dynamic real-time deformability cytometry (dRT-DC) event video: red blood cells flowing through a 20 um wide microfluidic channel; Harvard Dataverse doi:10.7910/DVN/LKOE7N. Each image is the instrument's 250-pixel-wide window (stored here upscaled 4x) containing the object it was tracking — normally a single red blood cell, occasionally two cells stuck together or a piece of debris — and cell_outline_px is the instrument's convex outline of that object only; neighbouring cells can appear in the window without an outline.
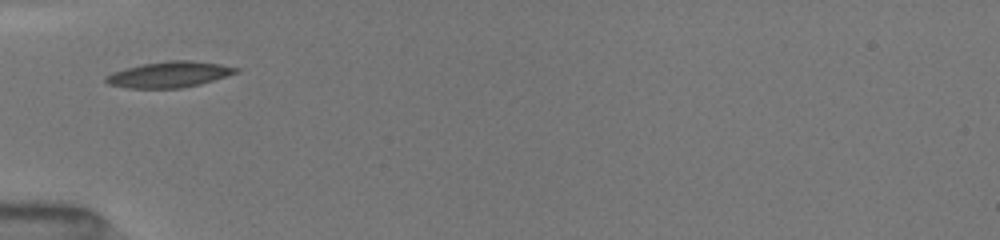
{"species": "common noctule bat (a hibernating species)", "species_latin": "Nyctalus noctula", "temperature_condition": "room temperature", "stored_images_in_passage": 7, "camera_frame_rate_fps": 3000, "um_per_image_px": 0.085, "animal": {"sex": "female", "body_mass_g": 19.5, "forearm_length_mm": 54.1}, "frame": {"image": 1, "passage_image": 1, "time_ms": 0.0, "image_size_px": [1000, 240], "cell_outline_px": [[240, 72], [200, 84], [180, 88], [128, 88], [108, 84], [104, 80], [104, 76], [112, 72], [144, 64], [168, 60], [188, 60], [220, 64], [240, 68]], "centroid_in_image_um": [14.4, 6.33], "position_along_channel_um": 70.6, "area_um2": 19.54}}
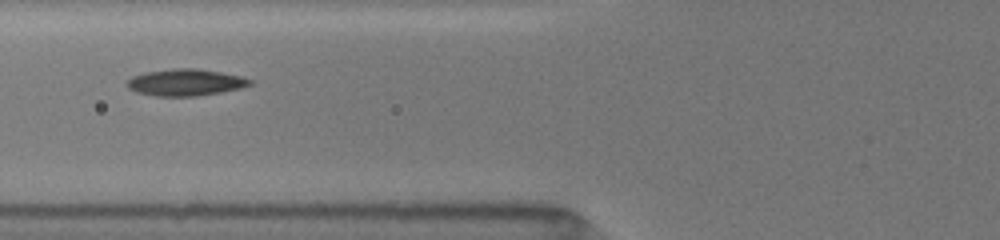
{"frame": {"image": 2, "passage_image": 4, "time_ms": 1.0, "image_size_px": [1000, 240], "cell_outline_px": [[252, 84], [240, 88], [220, 92], [196, 96], [156, 96], [136, 92], [128, 88], [124, 84], [132, 76], [144, 72], [176, 68], [196, 68], [220, 72], [240, 76], [252, 80]], "centroid_in_image_um": [15.72, 7.0], "position_along_channel_um": 110.1, "area_um2": 19.13}}